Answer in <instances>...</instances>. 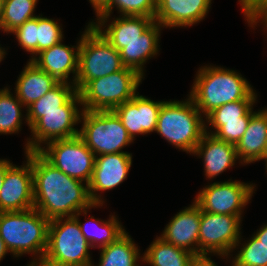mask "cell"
Listing matches in <instances>:
<instances>
[{"mask_svg":"<svg viewBox=\"0 0 267 266\" xmlns=\"http://www.w3.org/2000/svg\"><path fill=\"white\" fill-rule=\"evenodd\" d=\"M34 208L49 220L73 217L76 212L100 206L89 195V186L55 168L38 151H31Z\"/></svg>","mask_w":267,"mask_h":266,"instance_id":"6da1fadb","label":"cell"},{"mask_svg":"<svg viewBox=\"0 0 267 266\" xmlns=\"http://www.w3.org/2000/svg\"><path fill=\"white\" fill-rule=\"evenodd\" d=\"M189 97L205 116L224 104L256 99L253 89L241 75L233 70L212 66H205L198 71Z\"/></svg>","mask_w":267,"mask_h":266,"instance_id":"7a4b0ae2","label":"cell"},{"mask_svg":"<svg viewBox=\"0 0 267 266\" xmlns=\"http://www.w3.org/2000/svg\"><path fill=\"white\" fill-rule=\"evenodd\" d=\"M49 222L35 208L0 212V237L16 257L32 252L41 254V259L47 248Z\"/></svg>","mask_w":267,"mask_h":266,"instance_id":"3957f363","label":"cell"},{"mask_svg":"<svg viewBox=\"0 0 267 266\" xmlns=\"http://www.w3.org/2000/svg\"><path fill=\"white\" fill-rule=\"evenodd\" d=\"M202 120L190 97L186 102L164 101L155 131L177 148L191 154L207 128Z\"/></svg>","mask_w":267,"mask_h":266,"instance_id":"277c9868","label":"cell"},{"mask_svg":"<svg viewBox=\"0 0 267 266\" xmlns=\"http://www.w3.org/2000/svg\"><path fill=\"white\" fill-rule=\"evenodd\" d=\"M75 86L79 92L90 80L105 77L124 68L120 52L89 23L81 36Z\"/></svg>","mask_w":267,"mask_h":266,"instance_id":"5b68a950","label":"cell"},{"mask_svg":"<svg viewBox=\"0 0 267 266\" xmlns=\"http://www.w3.org/2000/svg\"><path fill=\"white\" fill-rule=\"evenodd\" d=\"M142 78L137 71L124 67L105 77L90 80L79 91L83 110H113L136 95Z\"/></svg>","mask_w":267,"mask_h":266,"instance_id":"8992f818","label":"cell"},{"mask_svg":"<svg viewBox=\"0 0 267 266\" xmlns=\"http://www.w3.org/2000/svg\"><path fill=\"white\" fill-rule=\"evenodd\" d=\"M62 220L63 217L50 220L43 258L60 265L93 266L88 253L91 246L83 236L78 221L74 217Z\"/></svg>","mask_w":267,"mask_h":266,"instance_id":"52a82bcc","label":"cell"},{"mask_svg":"<svg viewBox=\"0 0 267 266\" xmlns=\"http://www.w3.org/2000/svg\"><path fill=\"white\" fill-rule=\"evenodd\" d=\"M81 116L78 136L95 155L127 153L121 149L133 140L113 110H82Z\"/></svg>","mask_w":267,"mask_h":266,"instance_id":"ba28073f","label":"cell"},{"mask_svg":"<svg viewBox=\"0 0 267 266\" xmlns=\"http://www.w3.org/2000/svg\"><path fill=\"white\" fill-rule=\"evenodd\" d=\"M47 148L38 152L55 168L66 175L85 181L88 185L92 179L96 155L79 137L56 139L47 142Z\"/></svg>","mask_w":267,"mask_h":266,"instance_id":"9c48e42d","label":"cell"},{"mask_svg":"<svg viewBox=\"0 0 267 266\" xmlns=\"http://www.w3.org/2000/svg\"><path fill=\"white\" fill-rule=\"evenodd\" d=\"M241 215H221L201 210L199 254L227 256L239 244Z\"/></svg>","mask_w":267,"mask_h":266,"instance_id":"30bf717a","label":"cell"},{"mask_svg":"<svg viewBox=\"0 0 267 266\" xmlns=\"http://www.w3.org/2000/svg\"><path fill=\"white\" fill-rule=\"evenodd\" d=\"M253 184L239 181L214 182L203 188L195 198L202 211L221 215H241L252 197Z\"/></svg>","mask_w":267,"mask_h":266,"instance_id":"8fae6325","label":"cell"},{"mask_svg":"<svg viewBox=\"0 0 267 266\" xmlns=\"http://www.w3.org/2000/svg\"><path fill=\"white\" fill-rule=\"evenodd\" d=\"M26 165H11L0 191V212L23 211L34 208L31 151H25Z\"/></svg>","mask_w":267,"mask_h":266,"instance_id":"7c38bea8","label":"cell"},{"mask_svg":"<svg viewBox=\"0 0 267 266\" xmlns=\"http://www.w3.org/2000/svg\"><path fill=\"white\" fill-rule=\"evenodd\" d=\"M81 115L79 111L40 112V119L30 128L34 138L27 142L26 151H38L43 141L47 143L78 136L79 131L73 126L81 122Z\"/></svg>","mask_w":267,"mask_h":266,"instance_id":"4fadbf2b","label":"cell"},{"mask_svg":"<svg viewBox=\"0 0 267 266\" xmlns=\"http://www.w3.org/2000/svg\"><path fill=\"white\" fill-rule=\"evenodd\" d=\"M132 165L130 153H112L96 156L93 175L89 186V195L94 204H102L96 191L113 189L122 183Z\"/></svg>","mask_w":267,"mask_h":266,"instance_id":"5bb4252c","label":"cell"},{"mask_svg":"<svg viewBox=\"0 0 267 266\" xmlns=\"http://www.w3.org/2000/svg\"><path fill=\"white\" fill-rule=\"evenodd\" d=\"M163 102H155L136 94L131 100L115 107L113 111L133 140L136 134H147L156 130Z\"/></svg>","mask_w":267,"mask_h":266,"instance_id":"9a60e30c","label":"cell"},{"mask_svg":"<svg viewBox=\"0 0 267 266\" xmlns=\"http://www.w3.org/2000/svg\"><path fill=\"white\" fill-rule=\"evenodd\" d=\"M200 220L201 208L194 202L190 207L174 216L166 226L161 238L165 242L187 250L194 255L199 254Z\"/></svg>","mask_w":267,"mask_h":266,"instance_id":"2e32d148","label":"cell"},{"mask_svg":"<svg viewBox=\"0 0 267 266\" xmlns=\"http://www.w3.org/2000/svg\"><path fill=\"white\" fill-rule=\"evenodd\" d=\"M211 0H156L154 20L166 27L191 26L204 19Z\"/></svg>","mask_w":267,"mask_h":266,"instance_id":"e0dca14e","label":"cell"},{"mask_svg":"<svg viewBox=\"0 0 267 266\" xmlns=\"http://www.w3.org/2000/svg\"><path fill=\"white\" fill-rule=\"evenodd\" d=\"M78 46H76V52L74 46L69 47L63 45L61 42L48 49H45L38 53L39 57H33L31 59L41 70L47 72L53 76L58 82L68 83V76L72 72L75 74L72 85L75 84L78 72Z\"/></svg>","mask_w":267,"mask_h":266,"instance_id":"ac0fdd59","label":"cell"},{"mask_svg":"<svg viewBox=\"0 0 267 266\" xmlns=\"http://www.w3.org/2000/svg\"><path fill=\"white\" fill-rule=\"evenodd\" d=\"M193 154L203 156L205 175L210 179L235 165V159H238L234 144L217 139L207 133V129Z\"/></svg>","mask_w":267,"mask_h":266,"instance_id":"d6986e66","label":"cell"},{"mask_svg":"<svg viewBox=\"0 0 267 266\" xmlns=\"http://www.w3.org/2000/svg\"><path fill=\"white\" fill-rule=\"evenodd\" d=\"M76 103H82L76 86L59 82L52 90L27 108L26 121L31 128L40 119V112L78 111Z\"/></svg>","mask_w":267,"mask_h":266,"instance_id":"ffe728a7","label":"cell"},{"mask_svg":"<svg viewBox=\"0 0 267 266\" xmlns=\"http://www.w3.org/2000/svg\"><path fill=\"white\" fill-rule=\"evenodd\" d=\"M267 143V109L253 112L247 129L235 145L237 156L246 163L265 159Z\"/></svg>","mask_w":267,"mask_h":266,"instance_id":"44dd1931","label":"cell"},{"mask_svg":"<svg viewBox=\"0 0 267 266\" xmlns=\"http://www.w3.org/2000/svg\"><path fill=\"white\" fill-rule=\"evenodd\" d=\"M160 27L163 26L154 21L137 40L121 42L120 56L124 67L131 68L143 76L142 65L158 52Z\"/></svg>","mask_w":267,"mask_h":266,"instance_id":"7402d4cb","label":"cell"},{"mask_svg":"<svg viewBox=\"0 0 267 266\" xmlns=\"http://www.w3.org/2000/svg\"><path fill=\"white\" fill-rule=\"evenodd\" d=\"M59 82L47 72L41 70L31 60L19 75L16 83V96L27 108L52 90Z\"/></svg>","mask_w":267,"mask_h":266,"instance_id":"603a6c76","label":"cell"},{"mask_svg":"<svg viewBox=\"0 0 267 266\" xmlns=\"http://www.w3.org/2000/svg\"><path fill=\"white\" fill-rule=\"evenodd\" d=\"M154 21L153 18L146 16H123L112 21L105 31L101 28L96 29L120 52L121 42L137 40Z\"/></svg>","mask_w":267,"mask_h":266,"instance_id":"cb8c5ba5","label":"cell"},{"mask_svg":"<svg viewBox=\"0 0 267 266\" xmlns=\"http://www.w3.org/2000/svg\"><path fill=\"white\" fill-rule=\"evenodd\" d=\"M194 254L157 238L144 253L143 260L151 266H189Z\"/></svg>","mask_w":267,"mask_h":266,"instance_id":"d4e9b609","label":"cell"},{"mask_svg":"<svg viewBox=\"0 0 267 266\" xmlns=\"http://www.w3.org/2000/svg\"><path fill=\"white\" fill-rule=\"evenodd\" d=\"M101 249L98 266H139V250L126 232L115 242Z\"/></svg>","mask_w":267,"mask_h":266,"instance_id":"484cf974","label":"cell"},{"mask_svg":"<svg viewBox=\"0 0 267 266\" xmlns=\"http://www.w3.org/2000/svg\"><path fill=\"white\" fill-rule=\"evenodd\" d=\"M37 0H4L0 28L11 33L25 21L36 17L33 12Z\"/></svg>","mask_w":267,"mask_h":266,"instance_id":"4316f807","label":"cell"},{"mask_svg":"<svg viewBox=\"0 0 267 266\" xmlns=\"http://www.w3.org/2000/svg\"><path fill=\"white\" fill-rule=\"evenodd\" d=\"M117 6L122 16H146L154 19L156 0H111L110 5L97 17V24L91 22L95 28H101L110 16L113 7ZM106 20V21H105Z\"/></svg>","mask_w":267,"mask_h":266,"instance_id":"83f0119b","label":"cell"},{"mask_svg":"<svg viewBox=\"0 0 267 266\" xmlns=\"http://www.w3.org/2000/svg\"><path fill=\"white\" fill-rule=\"evenodd\" d=\"M7 88L0 90V133L12 134L21 128L22 103Z\"/></svg>","mask_w":267,"mask_h":266,"instance_id":"f1b7e54d","label":"cell"},{"mask_svg":"<svg viewBox=\"0 0 267 266\" xmlns=\"http://www.w3.org/2000/svg\"><path fill=\"white\" fill-rule=\"evenodd\" d=\"M81 212H84V214L87 213V209L84 211H80L77 214H75L73 217L78 221L79 227L81 229V232L83 234V236L86 238V240L89 242L91 248H93L95 245L94 243H98L96 244L97 246H99V248L105 247L107 245H109L110 243L115 242L120 236H122L125 233V229L122 228V225L119 224L118 220H116L117 218L115 216L112 215V217H110V219L108 221H100V220H96L95 224L99 225V229H100V233H89L87 232V225L85 224H81V222H79L78 220V216L81 214ZM98 230V228H97Z\"/></svg>","mask_w":267,"mask_h":266,"instance_id":"f546056e","label":"cell"},{"mask_svg":"<svg viewBox=\"0 0 267 266\" xmlns=\"http://www.w3.org/2000/svg\"><path fill=\"white\" fill-rule=\"evenodd\" d=\"M255 101L256 99H243L217 107L206 116L207 122L217 131L223 125V121L241 120Z\"/></svg>","mask_w":267,"mask_h":266,"instance_id":"4dcf8cb0","label":"cell"},{"mask_svg":"<svg viewBox=\"0 0 267 266\" xmlns=\"http://www.w3.org/2000/svg\"><path fill=\"white\" fill-rule=\"evenodd\" d=\"M233 263L234 266H267V246L253 236L242 246Z\"/></svg>","mask_w":267,"mask_h":266,"instance_id":"1f68e13d","label":"cell"},{"mask_svg":"<svg viewBox=\"0 0 267 266\" xmlns=\"http://www.w3.org/2000/svg\"><path fill=\"white\" fill-rule=\"evenodd\" d=\"M60 27L54 20L38 16V53L62 41L63 34Z\"/></svg>","mask_w":267,"mask_h":266,"instance_id":"d6a6232c","label":"cell"},{"mask_svg":"<svg viewBox=\"0 0 267 266\" xmlns=\"http://www.w3.org/2000/svg\"><path fill=\"white\" fill-rule=\"evenodd\" d=\"M252 108L243 116L241 120L223 121V125L211 135L217 139L236 145L245 133L252 115Z\"/></svg>","mask_w":267,"mask_h":266,"instance_id":"836d02e7","label":"cell"},{"mask_svg":"<svg viewBox=\"0 0 267 266\" xmlns=\"http://www.w3.org/2000/svg\"><path fill=\"white\" fill-rule=\"evenodd\" d=\"M38 16L25 21L21 26L12 31L18 39L20 46L31 54H38Z\"/></svg>","mask_w":267,"mask_h":266,"instance_id":"e575fe53","label":"cell"},{"mask_svg":"<svg viewBox=\"0 0 267 266\" xmlns=\"http://www.w3.org/2000/svg\"><path fill=\"white\" fill-rule=\"evenodd\" d=\"M244 16L267 15V0H239Z\"/></svg>","mask_w":267,"mask_h":266,"instance_id":"d590c367","label":"cell"},{"mask_svg":"<svg viewBox=\"0 0 267 266\" xmlns=\"http://www.w3.org/2000/svg\"><path fill=\"white\" fill-rule=\"evenodd\" d=\"M189 266H217L210 257L207 256V253H200L193 255ZM234 266V263L233 265Z\"/></svg>","mask_w":267,"mask_h":266,"instance_id":"8d00e7d4","label":"cell"},{"mask_svg":"<svg viewBox=\"0 0 267 266\" xmlns=\"http://www.w3.org/2000/svg\"><path fill=\"white\" fill-rule=\"evenodd\" d=\"M96 10L97 17L110 5L111 0H89Z\"/></svg>","mask_w":267,"mask_h":266,"instance_id":"74e56055","label":"cell"},{"mask_svg":"<svg viewBox=\"0 0 267 266\" xmlns=\"http://www.w3.org/2000/svg\"><path fill=\"white\" fill-rule=\"evenodd\" d=\"M12 165L9 161L5 159H0V191L3 185V181L6 175V170Z\"/></svg>","mask_w":267,"mask_h":266,"instance_id":"f35d334b","label":"cell"},{"mask_svg":"<svg viewBox=\"0 0 267 266\" xmlns=\"http://www.w3.org/2000/svg\"><path fill=\"white\" fill-rule=\"evenodd\" d=\"M254 237L267 246V225H264Z\"/></svg>","mask_w":267,"mask_h":266,"instance_id":"ab89813d","label":"cell"},{"mask_svg":"<svg viewBox=\"0 0 267 266\" xmlns=\"http://www.w3.org/2000/svg\"><path fill=\"white\" fill-rule=\"evenodd\" d=\"M37 259H35V261L31 262L30 265L28 266H71V265H60V264H56V263H53L51 261H48L44 258H41L39 259L38 263L36 262Z\"/></svg>","mask_w":267,"mask_h":266,"instance_id":"60d3db41","label":"cell"},{"mask_svg":"<svg viewBox=\"0 0 267 266\" xmlns=\"http://www.w3.org/2000/svg\"><path fill=\"white\" fill-rule=\"evenodd\" d=\"M259 19H261L264 22V25L267 27V15H250L247 18V21L252 26V25L256 24Z\"/></svg>","mask_w":267,"mask_h":266,"instance_id":"b9f144b4","label":"cell"},{"mask_svg":"<svg viewBox=\"0 0 267 266\" xmlns=\"http://www.w3.org/2000/svg\"><path fill=\"white\" fill-rule=\"evenodd\" d=\"M5 242L0 237V261L4 258L5 254L8 252Z\"/></svg>","mask_w":267,"mask_h":266,"instance_id":"7bdbcfd3","label":"cell"},{"mask_svg":"<svg viewBox=\"0 0 267 266\" xmlns=\"http://www.w3.org/2000/svg\"><path fill=\"white\" fill-rule=\"evenodd\" d=\"M3 6H4V0H0V19L2 16V12H3Z\"/></svg>","mask_w":267,"mask_h":266,"instance_id":"ee69618b","label":"cell"},{"mask_svg":"<svg viewBox=\"0 0 267 266\" xmlns=\"http://www.w3.org/2000/svg\"><path fill=\"white\" fill-rule=\"evenodd\" d=\"M4 54H6L5 53V50H2V48L0 47V62L2 61V59L4 58Z\"/></svg>","mask_w":267,"mask_h":266,"instance_id":"f6af8a7d","label":"cell"},{"mask_svg":"<svg viewBox=\"0 0 267 266\" xmlns=\"http://www.w3.org/2000/svg\"><path fill=\"white\" fill-rule=\"evenodd\" d=\"M265 159H267V143H266V148H265Z\"/></svg>","mask_w":267,"mask_h":266,"instance_id":"bcb514c9","label":"cell"}]
</instances>
